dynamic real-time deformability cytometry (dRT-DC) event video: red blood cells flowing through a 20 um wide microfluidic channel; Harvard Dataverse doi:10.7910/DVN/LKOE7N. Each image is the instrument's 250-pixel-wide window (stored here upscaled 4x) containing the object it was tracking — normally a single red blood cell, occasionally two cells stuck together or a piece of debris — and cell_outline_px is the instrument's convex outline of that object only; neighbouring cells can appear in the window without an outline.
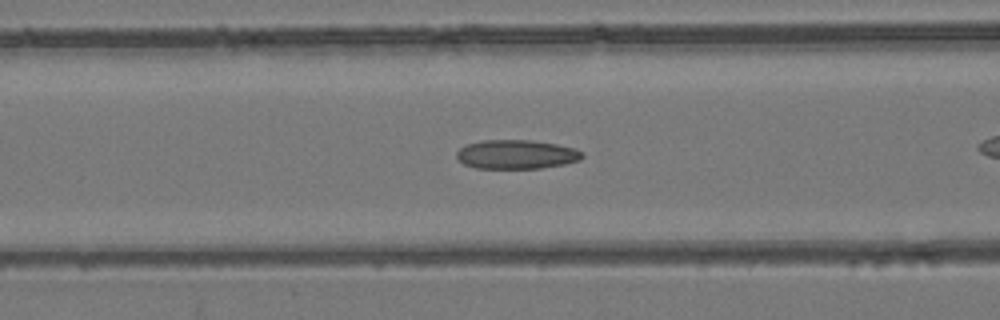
{"species": "common noctule bat (a hibernating species)", "species_latin": "Nyctalus noctula", "temperature_condition": "room temperature", "stored_images_in_passage": 31, "camera_frame_rate_fps": 3000, "um_per_image_px": 0.085, "animal": {"sex": "female", "body_mass_g": 24.6, "forearm_length_mm": 56.2}, "frame": {"image": 1, "passage_image": 8, "time_ms": 2.333, "image_size_px": [1000, 320], "cell_outline_px": [[584, 156], [580, 160], [564, 164], [540, 168], [476, 168], [464, 164], [456, 160], [456, 152], [464, 144], [484, 140], [528, 140], [556, 144], [576, 148], [584, 152]], "centroid_in_image_um": [43.88, 13.12], "position_along_channel_um": 122.7, "area_um2": 21.44}}
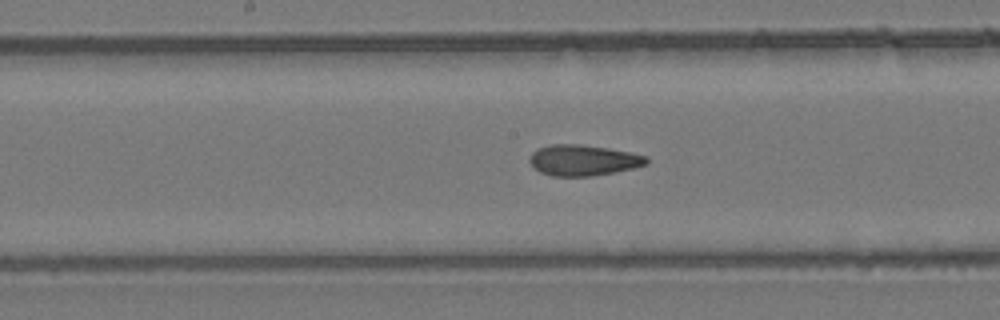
{"frame": {"image": 2, "passage_image": 14, "time_ms": 4.333, "image_size_px": [1000, 320], "cell_outline_px": [[648, 164], [632, 168], [612, 172], [588, 176], [552, 176], [540, 172], [528, 160], [532, 152], [540, 148], [552, 144], [580, 144], [608, 148], [628, 152], [644, 156], [648, 160]], "centroid_in_image_um": [49.54, 13.61], "position_along_channel_um": 198.7, "area_um2": 20.63}}
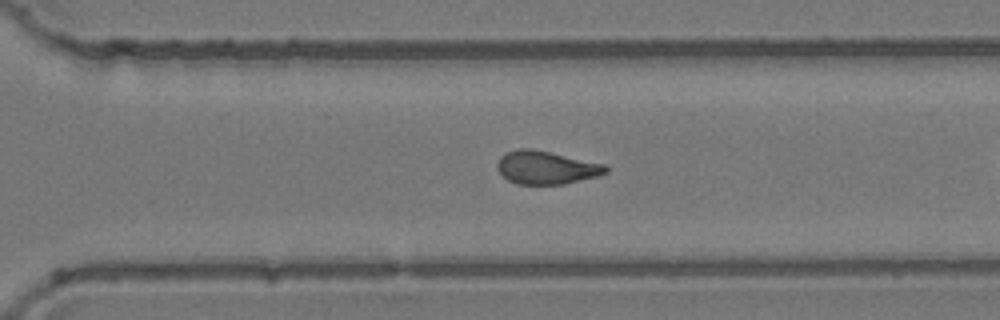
{"frame": {"image": 3, "passage_image": 24, "time_ms": 7.667, "image_size_px": [1000, 320], "cell_outline_px": [[608, 172], [596, 176], [564, 184], [516, 184], [508, 180], [496, 168], [496, 164], [500, 156], [504, 152], [516, 148], [532, 148], [604, 164], [608, 168]], "centroid_in_image_um": [46.37, 14.23], "position_along_channel_um": 324.2, "area_um2": 20.98}, "authors_computed_cell_mechanics": {"area_um2": 20.6346, "velocity_mm_per_s": 3.7806, "shape_relaxation_time_tau1_ms": null, "shape_relaxation_time_tau2_ms": 1.9434, "deformation_change_tau1": null, "deformation_change_tau2": 0.0793}}